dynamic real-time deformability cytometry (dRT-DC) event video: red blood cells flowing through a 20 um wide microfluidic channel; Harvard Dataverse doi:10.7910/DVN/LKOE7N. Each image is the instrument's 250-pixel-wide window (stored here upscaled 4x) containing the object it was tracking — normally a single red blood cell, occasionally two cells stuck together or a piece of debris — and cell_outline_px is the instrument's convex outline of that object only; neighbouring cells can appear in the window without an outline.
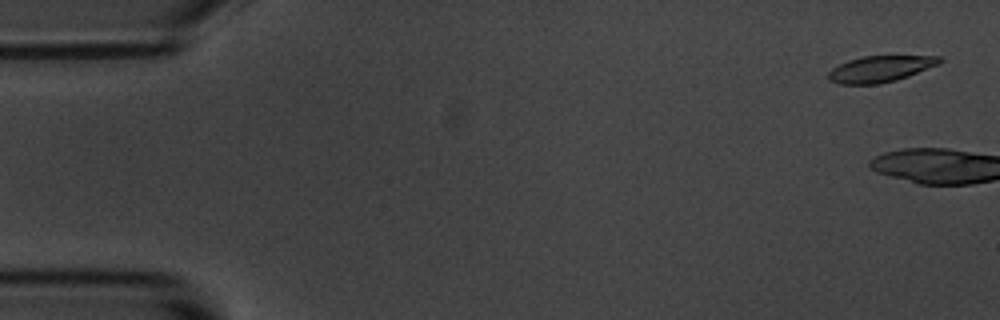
{"species": "common noctule bat (a hibernating species)", "species_latin": "Nyctalus noctula", "temperature_condition": "room temperature", "stored_images_in_passage": 6, "camera_frame_rate_fps": 3000, "um_per_image_px": 0.085, "animal": {"sex": "male", "body_mass_g": 20.1, "forearm_length_mm": 53.5}, "frame": {"image": 1, "passage_image": 1, "time_ms": 0.0, "image_size_px": [1000, 320], "cell_outline_px": [[944, 60], [940, 64], [908, 76], [896, 80], [880, 84], [840, 84], [828, 80], [828, 72], [832, 68], [848, 60], [864, 56], [940, 56]], "centroid_in_image_um": [74.83, 5.86], "position_along_channel_um": 10.2, "area_um2": 17.05}}